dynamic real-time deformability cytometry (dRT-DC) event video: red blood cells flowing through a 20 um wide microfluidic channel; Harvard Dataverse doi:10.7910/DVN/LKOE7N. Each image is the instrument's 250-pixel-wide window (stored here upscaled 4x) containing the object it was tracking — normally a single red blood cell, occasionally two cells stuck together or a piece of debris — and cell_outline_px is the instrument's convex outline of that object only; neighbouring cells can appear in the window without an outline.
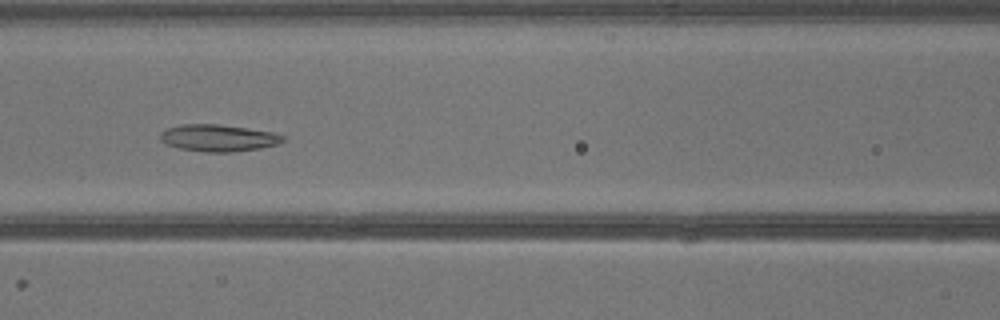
{"species": "common noctule bat (a hibernating species)", "species_latin": "Nyctalus noctula", "temperature_condition": "warm", "stored_images_in_passage": 41, "camera_frame_rate_fps": 3000, "um_per_image_px": 0.085, "animal": {"sex": "male", "body_mass_g": 13.3}, "frame": {"image": 1, "passage_image": 19, "time_ms": 6.0, "image_size_px": [1000, 320], "cell_outline_px": [[284, 140], [276, 144], [260, 148], [236, 152], [204, 152], [180, 148], [164, 144], [160, 140], [160, 132], [168, 128], [180, 124], [216, 124], [248, 128], [272, 132], [284, 136]], "centroid_in_image_um": [18.52, 11.73], "position_along_channel_um": 148.1, "area_um2": 19.25}}
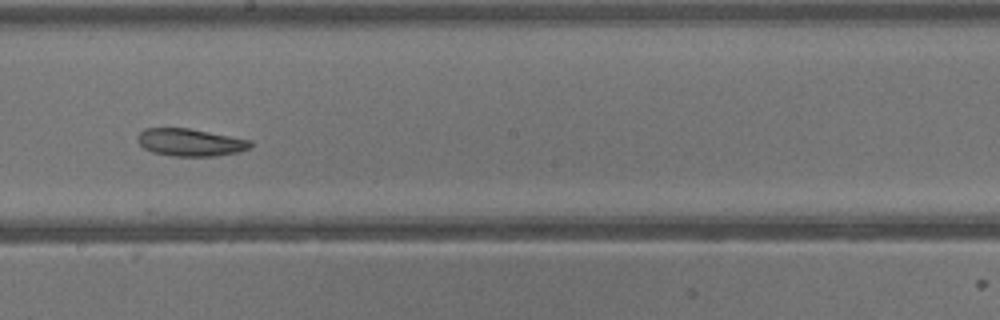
{"frame": {"image": 2, "passage_image": 24, "time_ms": 7.667, "image_size_px": [1000, 320], "cell_outline_px": [[252, 144], [248, 148], [240, 152], [216, 156], [172, 156], [152, 152], [144, 148], [136, 140], [136, 136], [144, 128], [188, 128], [252, 140]], "centroid_in_image_um": [16.15, 12.1], "position_along_channel_um": 232.0, "area_um2": 18.15}}
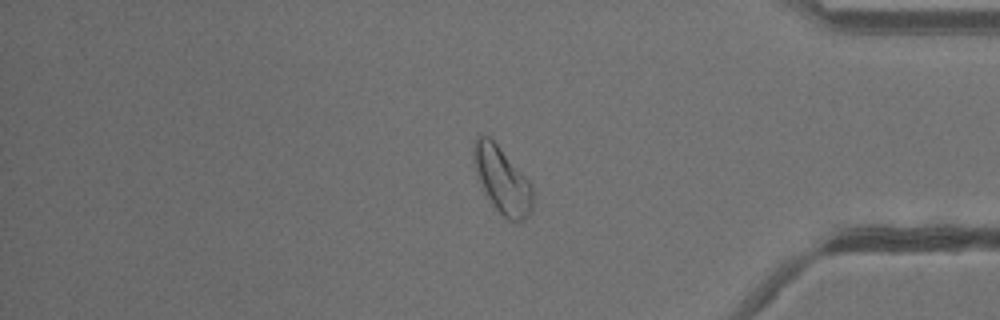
{"frame": {"image": 3, "passage_image": 35, "time_ms": 11.333, "image_size_px": [1000, 320], "cell_outline_px": [[532, 212], [524, 220], [508, 220], [492, 208], [484, 192], [476, 172], [472, 156], [472, 148], [476, 136], [488, 136], [496, 144], [532, 184]], "centroid_in_image_um": [42.66, 15.35], "position_along_channel_um": 392.5, "area_um2": 22.83}}